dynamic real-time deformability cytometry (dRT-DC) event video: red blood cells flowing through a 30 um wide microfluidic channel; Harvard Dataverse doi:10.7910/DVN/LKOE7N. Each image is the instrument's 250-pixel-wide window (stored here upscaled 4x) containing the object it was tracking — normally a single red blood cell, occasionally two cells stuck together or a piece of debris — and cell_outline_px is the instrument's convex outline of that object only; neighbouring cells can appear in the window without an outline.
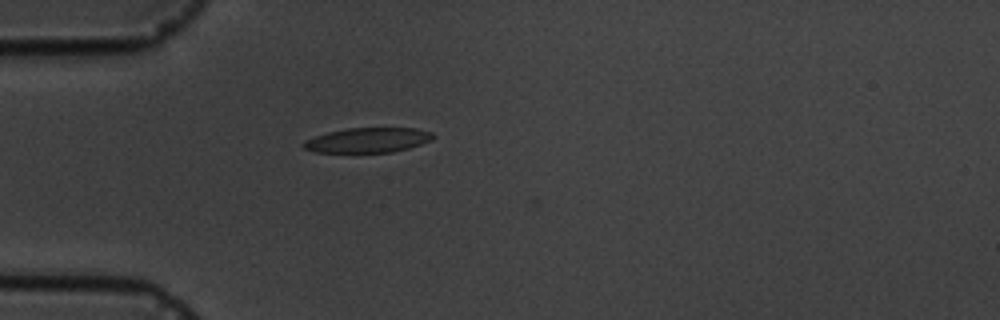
{"species": "common noctule bat (a hibernating species)", "species_latin": "Nyctalus noctula", "temperature_condition": "cold", "stored_images_in_passage": 1, "camera_frame_rate_fps": 3000, "um_per_image_px": 0.085, "animal": {"sex": "male", "body_mass_g": 19.5, "forearm_length_mm": 54.6}, "frame": {"image": 1, "passage_image": 1, "time_ms": 0.0, "image_size_px": [1000, 320], "cell_outline_px": [[436, 136], [432, 140], [408, 148], [392, 152], [316, 152], [304, 148], [300, 144], [304, 140], [328, 132], [348, 128], [416, 128], [432, 132]], "centroid_in_image_um": [31.27, 11.91], "position_along_channel_um": 53.7, "area_um2": 18.73}}